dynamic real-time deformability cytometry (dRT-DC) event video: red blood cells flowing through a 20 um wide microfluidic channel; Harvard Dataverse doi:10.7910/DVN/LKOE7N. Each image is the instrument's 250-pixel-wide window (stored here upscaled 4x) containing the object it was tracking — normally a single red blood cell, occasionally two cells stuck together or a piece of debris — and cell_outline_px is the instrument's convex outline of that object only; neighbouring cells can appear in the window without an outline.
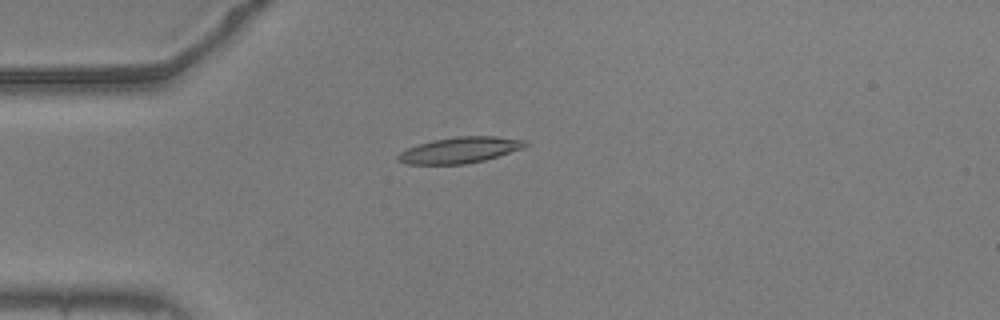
{"species": "common noctule bat (a hibernating species)", "species_latin": "Nyctalus noctula", "temperature_condition": "warm", "stored_images_in_passage": 56, "camera_frame_rate_fps": 3000, "um_per_image_px": 0.085, "animal": {"sex": "male", "body_mass_g": 20.5, "forearm_length_mm": 52.5}, "frame": {"image": 1, "passage_image": 15, "time_ms": 4.667, "image_size_px": [1000, 320], "cell_outline_px": [[528, 144], [524, 148], [484, 160], [464, 164], [408, 164], [396, 160], [396, 156], [400, 152], [408, 148], [432, 140], [456, 136], [496, 136], [528, 140]], "centroid_in_image_um": [39.11, 12.75], "position_along_channel_um": 45.9, "area_um2": 19.31}}
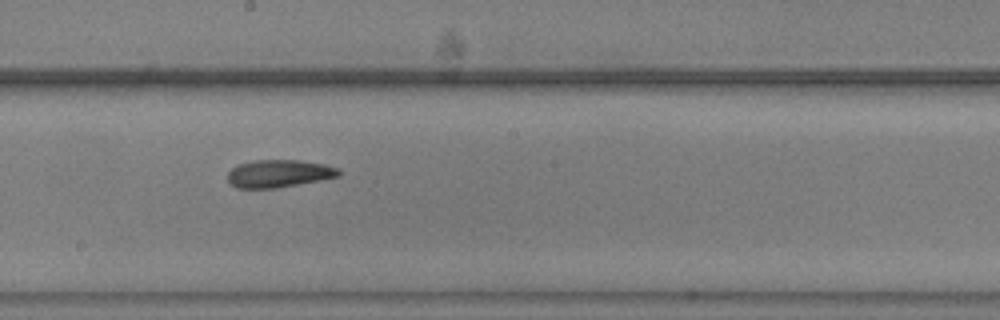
{"frame": {"image": 2, "passage_image": 31, "time_ms": 10.0, "image_size_px": [1000, 320], "cell_outline_px": [[340, 176], [320, 180], [276, 188], [236, 188], [228, 180], [228, 172], [232, 168], [240, 164], [256, 160], [300, 160], [324, 164], [340, 168]], "centroid_in_image_um": [23.73, 14.75], "position_along_channel_um": 224.5, "area_um2": 17.8}}
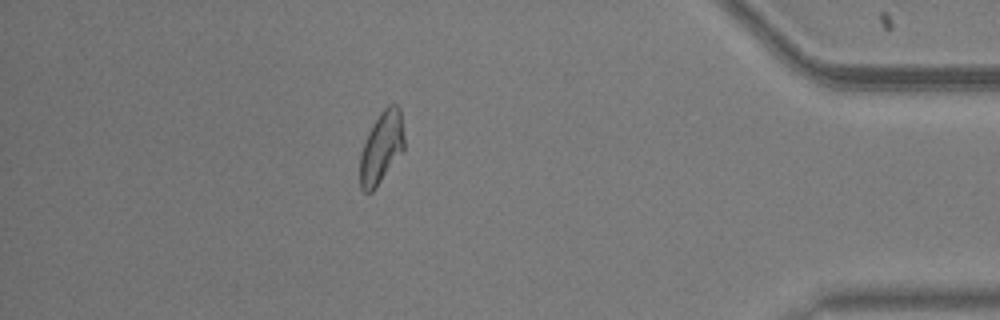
{"frame": {"image": 3, "passage_image": 49, "time_ms": 16.0, "image_size_px": [1000, 320], "cell_outline_px": [[404, 148], [372, 192], [364, 192], [360, 188], [360, 152], [368, 132], [380, 112], [388, 104], [396, 104], [400, 108], [404, 140]], "centroid_in_image_um": [32.4, 12.51], "position_along_channel_um": 402.8, "area_um2": 18.21}, "authors_computed_cell_mechanics": {"area_um2": 18.4093, "velocity_mm_per_s": 3.6623, "shape_relaxation_time_tau1_ms": 3.1902, "shape_relaxation_time_tau2_ms": 4.6461, "deformation_change_tau1": 0.1625, "deformation_change_tau2": 0.1064}}